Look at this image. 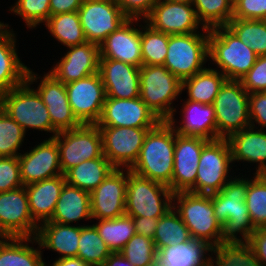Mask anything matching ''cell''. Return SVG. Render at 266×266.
Wrapping results in <instances>:
<instances>
[{"label": "cell", "mask_w": 266, "mask_h": 266, "mask_svg": "<svg viewBox=\"0 0 266 266\" xmlns=\"http://www.w3.org/2000/svg\"><path fill=\"white\" fill-rule=\"evenodd\" d=\"M249 173L236 175L212 194L214 215L223 226L224 240L237 251L255 230L246 205Z\"/></svg>", "instance_id": "1"}, {"label": "cell", "mask_w": 266, "mask_h": 266, "mask_svg": "<svg viewBox=\"0 0 266 266\" xmlns=\"http://www.w3.org/2000/svg\"><path fill=\"white\" fill-rule=\"evenodd\" d=\"M173 208L189 229L192 238L207 242L221 256L236 254L223 238V226L214 215L212 194L190 191L174 193Z\"/></svg>", "instance_id": "2"}, {"label": "cell", "mask_w": 266, "mask_h": 266, "mask_svg": "<svg viewBox=\"0 0 266 266\" xmlns=\"http://www.w3.org/2000/svg\"><path fill=\"white\" fill-rule=\"evenodd\" d=\"M174 150L175 130L167 121H161L148 131L138 159L129 170L168 186L172 181Z\"/></svg>", "instance_id": "3"}, {"label": "cell", "mask_w": 266, "mask_h": 266, "mask_svg": "<svg viewBox=\"0 0 266 266\" xmlns=\"http://www.w3.org/2000/svg\"><path fill=\"white\" fill-rule=\"evenodd\" d=\"M208 57L211 68L219 70L227 80L240 81L258 56L228 26H219L209 30Z\"/></svg>", "instance_id": "4"}, {"label": "cell", "mask_w": 266, "mask_h": 266, "mask_svg": "<svg viewBox=\"0 0 266 266\" xmlns=\"http://www.w3.org/2000/svg\"><path fill=\"white\" fill-rule=\"evenodd\" d=\"M0 107L23 128L26 134L33 129V132L50 133L47 134L49 136L47 138H53L58 133L52 126L47 106L27 81L1 93Z\"/></svg>", "instance_id": "5"}, {"label": "cell", "mask_w": 266, "mask_h": 266, "mask_svg": "<svg viewBox=\"0 0 266 266\" xmlns=\"http://www.w3.org/2000/svg\"><path fill=\"white\" fill-rule=\"evenodd\" d=\"M181 94L182 82L164 65L140 67V98L161 121H167L178 108L175 103Z\"/></svg>", "instance_id": "6"}, {"label": "cell", "mask_w": 266, "mask_h": 266, "mask_svg": "<svg viewBox=\"0 0 266 266\" xmlns=\"http://www.w3.org/2000/svg\"><path fill=\"white\" fill-rule=\"evenodd\" d=\"M233 168L231 149L227 139L209 141L202 149L193 193H218L240 169ZM236 171V172H235Z\"/></svg>", "instance_id": "7"}, {"label": "cell", "mask_w": 266, "mask_h": 266, "mask_svg": "<svg viewBox=\"0 0 266 266\" xmlns=\"http://www.w3.org/2000/svg\"><path fill=\"white\" fill-rule=\"evenodd\" d=\"M208 36L209 32L169 35L164 66L181 82L207 67Z\"/></svg>", "instance_id": "8"}, {"label": "cell", "mask_w": 266, "mask_h": 266, "mask_svg": "<svg viewBox=\"0 0 266 266\" xmlns=\"http://www.w3.org/2000/svg\"><path fill=\"white\" fill-rule=\"evenodd\" d=\"M169 186L136 175L128 169L125 214L129 217H162L173 207Z\"/></svg>", "instance_id": "9"}, {"label": "cell", "mask_w": 266, "mask_h": 266, "mask_svg": "<svg viewBox=\"0 0 266 266\" xmlns=\"http://www.w3.org/2000/svg\"><path fill=\"white\" fill-rule=\"evenodd\" d=\"M217 139H227L231 134L251 127L249 93L240 81L226 80L213 102Z\"/></svg>", "instance_id": "10"}, {"label": "cell", "mask_w": 266, "mask_h": 266, "mask_svg": "<svg viewBox=\"0 0 266 266\" xmlns=\"http://www.w3.org/2000/svg\"><path fill=\"white\" fill-rule=\"evenodd\" d=\"M53 138L57 141L63 174L83 161L104 155L101 133L96 124H81L77 128L60 131Z\"/></svg>", "instance_id": "11"}, {"label": "cell", "mask_w": 266, "mask_h": 266, "mask_svg": "<svg viewBox=\"0 0 266 266\" xmlns=\"http://www.w3.org/2000/svg\"><path fill=\"white\" fill-rule=\"evenodd\" d=\"M33 70L31 67L28 68L26 81L38 92L47 106L52 126L58 132L79 127L81 123L71 110L65 84L48 71L39 75Z\"/></svg>", "instance_id": "12"}, {"label": "cell", "mask_w": 266, "mask_h": 266, "mask_svg": "<svg viewBox=\"0 0 266 266\" xmlns=\"http://www.w3.org/2000/svg\"><path fill=\"white\" fill-rule=\"evenodd\" d=\"M103 154L115 168L130 169L137 161L144 139L153 128L98 126Z\"/></svg>", "instance_id": "13"}, {"label": "cell", "mask_w": 266, "mask_h": 266, "mask_svg": "<svg viewBox=\"0 0 266 266\" xmlns=\"http://www.w3.org/2000/svg\"><path fill=\"white\" fill-rule=\"evenodd\" d=\"M77 12L87 41L97 45L129 19L116 0L83 1Z\"/></svg>", "instance_id": "14"}, {"label": "cell", "mask_w": 266, "mask_h": 266, "mask_svg": "<svg viewBox=\"0 0 266 266\" xmlns=\"http://www.w3.org/2000/svg\"><path fill=\"white\" fill-rule=\"evenodd\" d=\"M74 116L81 124H96L102 114L106 92L100 73L65 84Z\"/></svg>", "instance_id": "15"}, {"label": "cell", "mask_w": 266, "mask_h": 266, "mask_svg": "<svg viewBox=\"0 0 266 266\" xmlns=\"http://www.w3.org/2000/svg\"><path fill=\"white\" fill-rule=\"evenodd\" d=\"M38 226L29 209L25 186L0 192V231L5 237H35Z\"/></svg>", "instance_id": "16"}, {"label": "cell", "mask_w": 266, "mask_h": 266, "mask_svg": "<svg viewBox=\"0 0 266 266\" xmlns=\"http://www.w3.org/2000/svg\"><path fill=\"white\" fill-rule=\"evenodd\" d=\"M35 146L25 147L18 155L20 177L23 185L63 175L60 167L59 149L54 138H46ZM37 143V144H36Z\"/></svg>", "instance_id": "17"}, {"label": "cell", "mask_w": 266, "mask_h": 266, "mask_svg": "<svg viewBox=\"0 0 266 266\" xmlns=\"http://www.w3.org/2000/svg\"><path fill=\"white\" fill-rule=\"evenodd\" d=\"M128 169L115 168L90 192L91 218L114 219L125 214Z\"/></svg>", "instance_id": "18"}, {"label": "cell", "mask_w": 266, "mask_h": 266, "mask_svg": "<svg viewBox=\"0 0 266 266\" xmlns=\"http://www.w3.org/2000/svg\"><path fill=\"white\" fill-rule=\"evenodd\" d=\"M144 20L154 30L168 35L209 32L198 20L192 4L158 0Z\"/></svg>", "instance_id": "19"}, {"label": "cell", "mask_w": 266, "mask_h": 266, "mask_svg": "<svg viewBox=\"0 0 266 266\" xmlns=\"http://www.w3.org/2000/svg\"><path fill=\"white\" fill-rule=\"evenodd\" d=\"M161 120L141 100L106 98L97 126L154 128Z\"/></svg>", "instance_id": "20"}, {"label": "cell", "mask_w": 266, "mask_h": 266, "mask_svg": "<svg viewBox=\"0 0 266 266\" xmlns=\"http://www.w3.org/2000/svg\"><path fill=\"white\" fill-rule=\"evenodd\" d=\"M65 49L48 71L58 81L67 84L99 72L100 45L87 41Z\"/></svg>", "instance_id": "21"}, {"label": "cell", "mask_w": 266, "mask_h": 266, "mask_svg": "<svg viewBox=\"0 0 266 266\" xmlns=\"http://www.w3.org/2000/svg\"><path fill=\"white\" fill-rule=\"evenodd\" d=\"M208 142L201 137L182 136L175 132L173 174L168 185L173 193L189 191L195 185L200 154Z\"/></svg>", "instance_id": "22"}, {"label": "cell", "mask_w": 266, "mask_h": 266, "mask_svg": "<svg viewBox=\"0 0 266 266\" xmlns=\"http://www.w3.org/2000/svg\"><path fill=\"white\" fill-rule=\"evenodd\" d=\"M180 111L175 109L167 122L182 136L201 137L208 141L217 140V126L213 104H202L181 99ZM182 106V107H181ZM176 113H180V119ZM177 116V118L175 117Z\"/></svg>", "instance_id": "23"}, {"label": "cell", "mask_w": 266, "mask_h": 266, "mask_svg": "<svg viewBox=\"0 0 266 266\" xmlns=\"http://www.w3.org/2000/svg\"><path fill=\"white\" fill-rule=\"evenodd\" d=\"M227 140L231 149L233 166L236 162L240 164V168L242 163V166H245L237 174H241V171H243L242 174L244 172L250 174L253 171V174L266 172V130L248 127L231 134ZM253 165L254 167H251Z\"/></svg>", "instance_id": "24"}, {"label": "cell", "mask_w": 266, "mask_h": 266, "mask_svg": "<svg viewBox=\"0 0 266 266\" xmlns=\"http://www.w3.org/2000/svg\"><path fill=\"white\" fill-rule=\"evenodd\" d=\"M100 58L142 66L141 19H128L100 44Z\"/></svg>", "instance_id": "25"}, {"label": "cell", "mask_w": 266, "mask_h": 266, "mask_svg": "<svg viewBox=\"0 0 266 266\" xmlns=\"http://www.w3.org/2000/svg\"><path fill=\"white\" fill-rule=\"evenodd\" d=\"M99 73L106 98L134 99L140 97V68L122 61L100 58Z\"/></svg>", "instance_id": "26"}, {"label": "cell", "mask_w": 266, "mask_h": 266, "mask_svg": "<svg viewBox=\"0 0 266 266\" xmlns=\"http://www.w3.org/2000/svg\"><path fill=\"white\" fill-rule=\"evenodd\" d=\"M222 256L207 242L189 241L157 249L154 266H212Z\"/></svg>", "instance_id": "27"}, {"label": "cell", "mask_w": 266, "mask_h": 266, "mask_svg": "<svg viewBox=\"0 0 266 266\" xmlns=\"http://www.w3.org/2000/svg\"><path fill=\"white\" fill-rule=\"evenodd\" d=\"M14 30L8 22L0 29V94L23 84L29 68L18 56V33Z\"/></svg>", "instance_id": "28"}, {"label": "cell", "mask_w": 266, "mask_h": 266, "mask_svg": "<svg viewBox=\"0 0 266 266\" xmlns=\"http://www.w3.org/2000/svg\"><path fill=\"white\" fill-rule=\"evenodd\" d=\"M81 220L88 221V223L92 222L90 192L65 183L55 206L53 216L46 222L74 226L89 225L88 223L80 224Z\"/></svg>", "instance_id": "29"}, {"label": "cell", "mask_w": 266, "mask_h": 266, "mask_svg": "<svg viewBox=\"0 0 266 266\" xmlns=\"http://www.w3.org/2000/svg\"><path fill=\"white\" fill-rule=\"evenodd\" d=\"M80 230L81 226L43 222L35 238L42 252L47 249L58 254L55 259L77 257Z\"/></svg>", "instance_id": "30"}, {"label": "cell", "mask_w": 266, "mask_h": 266, "mask_svg": "<svg viewBox=\"0 0 266 266\" xmlns=\"http://www.w3.org/2000/svg\"><path fill=\"white\" fill-rule=\"evenodd\" d=\"M65 183L63 174L25 185L29 209L33 220L38 225L52 218Z\"/></svg>", "instance_id": "31"}, {"label": "cell", "mask_w": 266, "mask_h": 266, "mask_svg": "<svg viewBox=\"0 0 266 266\" xmlns=\"http://www.w3.org/2000/svg\"><path fill=\"white\" fill-rule=\"evenodd\" d=\"M43 254L35 237H6L0 241V266H47Z\"/></svg>", "instance_id": "32"}, {"label": "cell", "mask_w": 266, "mask_h": 266, "mask_svg": "<svg viewBox=\"0 0 266 266\" xmlns=\"http://www.w3.org/2000/svg\"><path fill=\"white\" fill-rule=\"evenodd\" d=\"M203 71L182 81V93L186 90L185 100L202 104H213L221 86L227 78L216 69L209 66Z\"/></svg>", "instance_id": "33"}, {"label": "cell", "mask_w": 266, "mask_h": 266, "mask_svg": "<svg viewBox=\"0 0 266 266\" xmlns=\"http://www.w3.org/2000/svg\"><path fill=\"white\" fill-rule=\"evenodd\" d=\"M115 169L103 155L100 158L86 160L73 166L64 173L66 183L86 190L93 191Z\"/></svg>", "instance_id": "34"}, {"label": "cell", "mask_w": 266, "mask_h": 266, "mask_svg": "<svg viewBox=\"0 0 266 266\" xmlns=\"http://www.w3.org/2000/svg\"><path fill=\"white\" fill-rule=\"evenodd\" d=\"M44 27L63 48L87 42L77 11L50 16Z\"/></svg>", "instance_id": "35"}, {"label": "cell", "mask_w": 266, "mask_h": 266, "mask_svg": "<svg viewBox=\"0 0 266 266\" xmlns=\"http://www.w3.org/2000/svg\"><path fill=\"white\" fill-rule=\"evenodd\" d=\"M92 225L112 252H120L136 234L133 219L126 214L114 219L96 220Z\"/></svg>", "instance_id": "36"}, {"label": "cell", "mask_w": 266, "mask_h": 266, "mask_svg": "<svg viewBox=\"0 0 266 266\" xmlns=\"http://www.w3.org/2000/svg\"><path fill=\"white\" fill-rule=\"evenodd\" d=\"M189 229L172 207L159 218L153 237L156 249L181 244L191 239Z\"/></svg>", "instance_id": "37"}, {"label": "cell", "mask_w": 266, "mask_h": 266, "mask_svg": "<svg viewBox=\"0 0 266 266\" xmlns=\"http://www.w3.org/2000/svg\"><path fill=\"white\" fill-rule=\"evenodd\" d=\"M77 258L87 266H103L112 251L92 225L81 226Z\"/></svg>", "instance_id": "38"}, {"label": "cell", "mask_w": 266, "mask_h": 266, "mask_svg": "<svg viewBox=\"0 0 266 266\" xmlns=\"http://www.w3.org/2000/svg\"><path fill=\"white\" fill-rule=\"evenodd\" d=\"M234 0H193L198 20L206 29L227 26L233 16Z\"/></svg>", "instance_id": "39"}, {"label": "cell", "mask_w": 266, "mask_h": 266, "mask_svg": "<svg viewBox=\"0 0 266 266\" xmlns=\"http://www.w3.org/2000/svg\"><path fill=\"white\" fill-rule=\"evenodd\" d=\"M169 35L154 30L141 19L142 65H164Z\"/></svg>", "instance_id": "40"}, {"label": "cell", "mask_w": 266, "mask_h": 266, "mask_svg": "<svg viewBox=\"0 0 266 266\" xmlns=\"http://www.w3.org/2000/svg\"><path fill=\"white\" fill-rule=\"evenodd\" d=\"M227 26L257 56L266 55V22L256 19H231Z\"/></svg>", "instance_id": "41"}, {"label": "cell", "mask_w": 266, "mask_h": 266, "mask_svg": "<svg viewBox=\"0 0 266 266\" xmlns=\"http://www.w3.org/2000/svg\"><path fill=\"white\" fill-rule=\"evenodd\" d=\"M251 174L245 198L248 213L255 229L266 228V177Z\"/></svg>", "instance_id": "42"}, {"label": "cell", "mask_w": 266, "mask_h": 266, "mask_svg": "<svg viewBox=\"0 0 266 266\" xmlns=\"http://www.w3.org/2000/svg\"><path fill=\"white\" fill-rule=\"evenodd\" d=\"M23 128L0 107V157H15L27 139Z\"/></svg>", "instance_id": "43"}, {"label": "cell", "mask_w": 266, "mask_h": 266, "mask_svg": "<svg viewBox=\"0 0 266 266\" xmlns=\"http://www.w3.org/2000/svg\"><path fill=\"white\" fill-rule=\"evenodd\" d=\"M7 11L22 19L25 28L38 29L50 17V0H14ZM43 23V24H42ZM41 24V25H40ZM40 26V27H39Z\"/></svg>", "instance_id": "44"}, {"label": "cell", "mask_w": 266, "mask_h": 266, "mask_svg": "<svg viewBox=\"0 0 266 266\" xmlns=\"http://www.w3.org/2000/svg\"><path fill=\"white\" fill-rule=\"evenodd\" d=\"M240 266H266V228H257L236 251Z\"/></svg>", "instance_id": "45"}, {"label": "cell", "mask_w": 266, "mask_h": 266, "mask_svg": "<svg viewBox=\"0 0 266 266\" xmlns=\"http://www.w3.org/2000/svg\"><path fill=\"white\" fill-rule=\"evenodd\" d=\"M120 252L133 266H154L157 249L153 239L134 234Z\"/></svg>", "instance_id": "46"}, {"label": "cell", "mask_w": 266, "mask_h": 266, "mask_svg": "<svg viewBox=\"0 0 266 266\" xmlns=\"http://www.w3.org/2000/svg\"><path fill=\"white\" fill-rule=\"evenodd\" d=\"M24 186L20 177L18 156L0 157V192Z\"/></svg>", "instance_id": "47"}, {"label": "cell", "mask_w": 266, "mask_h": 266, "mask_svg": "<svg viewBox=\"0 0 266 266\" xmlns=\"http://www.w3.org/2000/svg\"><path fill=\"white\" fill-rule=\"evenodd\" d=\"M240 82L248 93L266 91V55L257 57L253 67L241 78Z\"/></svg>", "instance_id": "48"}, {"label": "cell", "mask_w": 266, "mask_h": 266, "mask_svg": "<svg viewBox=\"0 0 266 266\" xmlns=\"http://www.w3.org/2000/svg\"><path fill=\"white\" fill-rule=\"evenodd\" d=\"M266 18V0H234L232 19Z\"/></svg>", "instance_id": "49"}, {"label": "cell", "mask_w": 266, "mask_h": 266, "mask_svg": "<svg viewBox=\"0 0 266 266\" xmlns=\"http://www.w3.org/2000/svg\"><path fill=\"white\" fill-rule=\"evenodd\" d=\"M251 127L266 130V91L249 93Z\"/></svg>", "instance_id": "50"}, {"label": "cell", "mask_w": 266, "mask_h": 266, "mask_svg": "<svg viewBox=\"0 0 266 266\" xmlns=\"http://www.w3.org/2000/svg\"><path fill=\"white\" fill-rule=\"evenodd\" d=\"M129 19H145L158 0H116Z\"/></svg>", "instance_id": "51"}, {"label": "cell", "mask_w": 266, "mask_h": 266, "mask_svg": "<svg viewBox=\"0 0 266 266\" xmlns=\"http://www.w3.org/2000/svg\"><path fill=\"white\" fill-rule=\"evenodd\" d=\"M136 234L153 239L159 218L132 217Z\"/></svg>", "instance_id": "52"}, {"label": "cell", "mask_w": 266, "mask_h": 266, "mask_svg": "<svg viewBox=\"0 0 266 266\" xmlns=\"http://www.w3.org/2000/svg\"><path fill=\"white\" fill-rule=\"evenodd\" d=\"M83 0H50V16L78 11Z\"/></svg>", "instance_id": "53"}, {"label": "cell", "mask_w": 266, "mask_h": 266, "mask_svg": "<svg viewBox=\"0 0 266 266\" xmlns=\"http://www.w3.org/2000/svg\"><path fill=\"white\" fill-rule=\"evenodd\" d=\"M103 266H133L122 254L121 252H112Z\"/></svg>", "instance_id": "54"}, {"label": "cell", "mask_w": 266, "mask_h": 266, "mask_svg": "<svg viewBox=\"0 0 266 266\" xmlns=\"http://www.w3.org/2000/svg\"><path fill=\"white\" fill-rule=\"evenodd\" d=\"M47 266H87L80 258L70 257V258H61L54 259L50 264L47 263Z\"/></svg>", "instance_id": "55"}, {"label": "cell", "mask_w": 266, "mask_h": 266, "mask_svg": "<svg viewBox=\"0 0 266 266\" xmlns=\"http://www.w3.org/2000/svg\"><path fill=\"white\" fill-rule=\"evenodd\" d=\"M168 2H173V3H184V4H192L193 0H165Z\"/></svg>", "instance_id": "56"}, {"label": "cell", "mask_w": 266, "mask_h": 266, "mask_svg": "<svg viewBox=\"0 0 266 266\" xmlns=\"http://www.w3.org/2000/svg\"><path fill=\"white\" fill-rule=\"evenodd\" d=\"M6 237L1 233L0 231V241H2L3 239H5Z\"/></svg>", "instance_id": "57"}, {"label": "cell", "mask_w": 266, "mask_h": 266, "mask_svg": "<svg viewBox=\"0 0 266 266\" xmlns=\"http://www.w3.org/2000/svg\"><path fill=\"white\" fill-rule=\"evenodd\" d=\"M3 22H4V21H1V20H0V29L3 27Z\"/></svg>", "instance_id": "58"}]
</instances>
